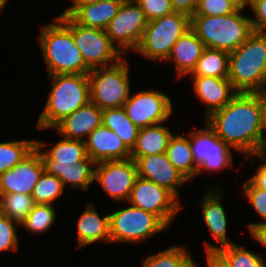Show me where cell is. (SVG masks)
Masks as SVG:
<instances>
[{
	"mask_svg": "<svg viewBox=\"0 0 266 267\" xmlns=\"http://www.w3.org/2000/svg\"><path fill=\"white\" fill-rule=\"evenodd\" d=\"M205 254L207 255V267H230L216 252Z\"/></svg>",
	"mask_w": 266,
	"mask_h": 267,
	"instance_id": "ee69618b",
	"label": "cell"
},
{
	"mask_svg": "<svg viewBox=\"0 0 266 267\" xmlns=\"http://www.w3.org/2000/svg\"><path fill=\"white\" fill-rule=\"evenodd\" d=\"M103 110L91 101L61 120L54 128L60 135L74 140H84L102 125Z\"/></svg>",
	"mask_w": 266,
	"mask_h": 267,
	"instance_id": "d6986e66",
	"label": "cell"
},
{
	"mask_svg": "<svg viewBox=\"0 0 266 267\" xmlns=\"http://www.w3.org/2000/svg\"><path fill=\"white\" fill-rule=\"evenodd\" d=\"M243 189L257 214L266 222V190L256 187L249 179L244 182Z\"/></svg>",
	"mask_w": 266,
	"mask_h": 267,
	"instance_id": "f35d334b",
	"label": "cell"
},
{
	"mask_svg": "<svg viewBox=\"0 0 266 267\" xmlns=\"http://www.w3.org/2000/svg\"><path fill=\"white\" fill-rule=\"evenodd\" d=\"M49 75L85 74L91 70L75 44L72 32L56 17L41 27L38 37Z\"/></svg>",
	"mask_w": 266,
	"mask_h": 267,
	"instance_id": "5b68a950",
	"label": "cell"
},
{
	"mask_svg": "<svg viewBox=\"0 0 266 267\" xmlns=\"http://www.w3.org/2000/svg\"><path fill=\"white\" fill-rule=\"evenodd\" d=\"M190 75L228 78L229 53L206 47Z\"/></svg>",
	"mask_w": 266,
	"mask_h": 267,
	"instance_id": "83f0119b",
	"label": "cell"
},
{
	"mask_svg": "<svg viewBox=\"0 0 266 267\" xmlns=\"http://www.w3.org/2000/svg\"><path fill=\"white\" fill-rule=\"evenodd\" d=\"M246 5L250 6L255 14V19H251L253 30L266 33V0H247Z\"/></svg>",
	"mask_w": 266,
	"mask_h": 267,
	"instance_id": "ab89813d",
	"label": "cell"
},
{
	"mask_svg": "<svg viewBox=\"0 0 266 267\" xmlns=\"http://www.w3.org/2000/svg\"><path fill=\"white\" fill-rule=\"evenodd\" d=\"M135 163L140 178L165 187L178 198L176 187L187 182V179L170 163L166 153L139 157Z\"/></svg>",
	"mask_w": 266,
	"mask_h": 267,
	"instance_id": "e0dca14e",
	"label": "cell"
},
{
	"mask_svg": "<svg viewBox=\"0 0 266 267\" xmlns=\"http://www.w3.org/2000/svg\"><path fill=\"white\" fill-rule=\"evenodd\" d=\"M237 8L226 0H199L194 15L222 16L235 12Z\"/></svg>",
	"mask_w": 266,
	"mask_h": 267,
	"instance_id": "d590c367",
	"label": "cell"
},
{
	"mask_svg": "<svg viewBox=\"0 0 266 267\" xmlns=\"http://www.w3.org/2000/svg\"><path fill=\"white\" fill-rule=\"evenodd\" d=\"M64 189L65 187L59 178L43 172L31 195L35 204L52 205V202L60 197Z\"/></svg>",
	"mask_w": 266,
	"mask_h": 267,
	"instance_id": "d6a6232c",
	"label": "cell"
},
{
	"mask_svg": "<svg viewBox=\"0 0 266 267\" xmlns=\"http://www.w3.org/2000/svg\"><path fill=\"white\" fill-rule=\"evenodd\" d=\"M35 146V140L0 142V174L14 168Z\"/></svg>",
	"mask_w": 266,
	"mask_h": 267,
	"instance_id": "f546056e",
	"label": "cell"
},
{
	"mask_svg": "<svg viewBox=\"0 0 266 267\" xmlns=\"http://www.w3.org/2000/svg\"><path fill=\"white\" fill-rule=\"evenodd\" d=\"M166 155L170 163L187 179L197 175L198 166L195 163L189 138L172 135Z\"/></svg>",
	"mask_w": 266,
	"mask_h": 267,
	"instance_id": "484cf974",
	"label": "cell"
},
{
	"mask_svg": "<svg viewBox=\"0 0 266 267\" xmlns=\"http://www.w3.org/2000/svg\"><path fill=\"white\" fill-rule=\"evenodd\" d=\"M0 198V214L9 217L20 225L35 206L32 195L14 193L0 195Z\"/></svg>",
	"mask_w": 266,
	"mask_h": 267,
	"instance_id": "f1b7e54d",
	"label": "cell"
},
{
	"mask_svg": "<svg viewBox=\"0 0 266 267\" xmlns=\"http://www.w3.org/2000/svg\"><path fill=\"white\" fill-rule=\"evenodd\" d=\"M78 248L104 240L111 243L109 214L99 217L92 204H88L78 220Z\"/></svg>",
	"mask_w": 266,
	"mask_h": 267,
	"instance_id": "cb8c5ba5",
	"label": "cell"
},
{
	"mask_svg": "<svg viewBox=\"0 0 266 267\" xmlns=\"http://www.w3.org/2000/svg\"><path fill=\"white\" fill-rule=\"evenodd\" d=\"M205 123L229 147L242 155L266 151V124L258 93H237L223 108L205 118Z\"/></svg>",
	"mask_w": 266,
	"mask_h": 267,
	"instance_id": "6da1fadb",
	"label": "cell"
},
{
	"mask_svg": "<svg viewBox=\"0 0 266 267\" xmlns=\"http://www.w3.org/2000/svg\"><path fill=\"white\" fill-rule=\"evenodd\" d=\"M43 172L38 147L35 146L14 168L0 174V195L14 193L31 195Z\"/></svg>",
	"mask_w": 266,
	"mask_h": 267,
	"instance_id": "2e32d148",
	"label": "cell"
},
{
	"mask_svg": "<svg viewBox=\"0 0 266 267\" xmlns=\"http://www.w3.org/2000/svg\"><path fill=\"white\" fill-rule=\"evenodd\" d=\"M211 189H208L209 191L206 197L202 199L200 205L203 208V218L208 229L221 246H212L204 242L206 253L216 252L219 248L235 244L227 239V218L223 205L221 204V197L223 195L220 194V191L214 193V190Z\"/></svg>",
	"mask_w": 266,
	"mask_h": 267,
	"instance_id": "44dd1931",
	"label": "cell"
},
{
	"mask_svg": "<svg viewBox=\"0 0 266 267\" xmlns=\"http://www.w3.org/2000/svg\"><path fill=\"white\" fill-rule=\"evenodd\" d=\"M190 28L191 18L179 12L149 21L134 52L151 60L166 61L175 42Z\"/></svg>",
	"mask_w": 266,
	"mask_h": 267,
	"instance_id": "52a82bcc",
	"label": "cell"
},
{
	"mask_svg": "<svg viewBox=\"0 0 266 267\" xmlns=\"http://www.w3.org/2000/svg\"><path fill=\"white\" fill-rule=\"evenodd\" d=\"M6 1L7 0H0V10L6 5Z\"/></svg>",
	"mask_w": 266,
	"mask_h": 267,
	"instance_id": "c3c4849f",
	"label": "cell"
},
{
	"mask_svg": "<svg viewBox=\"0 0 266 267\" xmlns=\"http://www.w3.org/2000/svg\"><path fill=\"white\" fill-rule=\"evenodd\" d=\"M241 10L222 16L193 15L191 28L205 47L230 53L254 32L251 18L241 15Z\"/></svg>",
	"mask_w": 266,
	"mask_h": 267,
	"instance_id": "277c9868",
	"label": "cell"
},
{
	"mask_svg": "<svg viewBox=\"0 0 266 267\" xmlns=\"http://www.w3.org/2000/svg\"><path fill=\"white\" fill-rule=\"evenodd\" d=\"M123 108L138 128L164 123L173 111L170 98L156 90L140 91L133 97L129 96Z\"/></svg>",
	"mask_w": 266,
	"mask_h": 267,
	"instance_id": "4fadbf2b",
	"label": "cell"
},
{
	"mask_svg": "<svg viewBox=\"0 0 266 267\" xmlns=\"http://www.w3.org/2000/svg\"><path fill=\"white\" fill-rule=\"evenodd\" d=\"M128 62L123 57L107 67L89 71L90 101L100 109L123 107L130 96Z\"/></svg>",
	"mask_w": 266,
	"mask_h": 267,
	"instance_id": "8992f818",
	"label": "cell"
},
{
	"mask_svg": "<svg viewBox=\"0 0 266 267\" xmlns=\"http://www.w3.org/2000/svg\"><path fill=\"white\" fill-rule=\"evenodd\" d=\"M147 23L140 5L135 0H124L105 31L113 45L117 42L119 52L126 54V49H137Z\"/></svg>",
	"mask_w": 266,
	"mask_h": 267,
	"instance_id": "30bf717a",
	"label": "cell"
},
{
	"mask_svg": "<svg viewBox=\"0 0 266 267\" xmlns=\"http://www.w3.org/2000/svg\"><path fill=\"white\" fill-rule=\"evenodd\" d=\"M124 0H100L97 3L80 6L70 17L84 27L105 30L119 12Z\"/></svg>",
	"mask_w": 266,
	"mask_h": 267,
	"instance_id": "603a6c76",
	"label": "cell"
},
{
	"mask_svg": "<svg viewBox=\"0 0 266 267\" xmlns=\"http://www.w3.org/2000/svg\"><path fill=\"white\" fill-rule=\"evenodd\" d=\"M20 225L18 222L0 214V251L12 250L18 248V236L14 226Z\"/></svg>",
	"mask_w": 266,
	"mask_h": 267,
	"instance_id": "8d00e7d4",
	"label": "cell"
},
{
	"mask_svg": "<svg viewBox=\"0 0 266 267\" xmlns=\"http://www.w3.org/2000/svg\"><path fill=\"white\" fill-rule=\"evenodd\" d=\"M45 145L41 141H36L44 172L59 178L65 187L66 183H69V171L73 165L88 156L85 140L64 137L50 148V151H40Z\"/></svg>",
	"mask_w": 266,
	"mask_h": 267,
	"instance_id": "5bb4252c",
	"label": "cell"
},
{
	"mask_svg": "<svg viewBox=\"0 0 266 267\" xmlns=\"http://www.w3.org/2000/svg\"><path fill=\"white\" fill-rule=\"evenodd\" d=\"M199 0H172L174 12L186 14L190 18L195 14Z\"/></svg>",
	"mask_w": 266,
	"mask_h": 267,
	"instance_id": "b9f144b4",
	"label": "cell"
},
{
	"mask_svg": "<svg viewBox=\"0 0 266 267\" xmlns=\"http://www.w3.org/2000/svg\"><path fill=\"white\" fill-rule=\"evenodd\" d=\"M261 100H262V104H263V112H264V121L266 124V87L261 90L260 92H258Z\"/></svg>",
	"mask_w": 266,
	"mask_h": 267,
	"instance_id": "bcb514c9",
	"label": "cell"
},
{
	"mask_svg": "<svg viewBox=\"0 0 266 267\" xmlns=\"http://www.w3.org/2000/svg\"><path fill=\"white\" fill-rule=\"evenodd\" d=\"M251 236L256 239L261 245L266 247V222H254L248 225Z\"/></svg>",
	"mask_w": 266,
	"mask_h": 267,
	"instance_id": "7bdbcfd3",
	"label": "cell"
},
{
	"mask_svg": "<svg viewBox=\"0 0 266 267\" xmlns=\"http://www.w3.org/2000/svg\"><path fill=\"white\" fill-rule=\"evenodd\" d=\"M173 134L162 124L140 128L135 146L131 150V159L166 153L169 140Z\"/></svg>",
	"mask_w": 266,
	"mask_h": 267,
	"instance_id": "d4e9b609",
	"label": "cell"
},
{
	"mask_svg": "<svg viewBox=\"0 0 266 267\" xmlns=\"http://www.w3.org/2000/svg\"><path fill=\"white\" fill-rule=\"evenodd\" d=\"M72 1H73V6L68 7L60 15L71 16L80 6L94 4L100 0H72Z\"/></svg>",
	"mask_w": 266,
	"mask_h": 267,
	"instance_id": "f6af8a7d",
	"label": "cell"
},
{
	"mask_svg": "<svg viewBox=\"0 0 266 267\" xmlns=\"http://www.w3.org/2000/svg\"><path fill=\"white\" fill-rule=\"evenodd\" d=\"M143 267H197L183 247L171 246L166 250L147 257Z\"/></svg>",
	"mask_w": 266,
	"mask_h": 267,
	"instance_id": "4dcf8cb0",
	"label": "cell"
},
{
	"mask_svg": "<svg viewBox=\"0 0 266 267\" xmlns=\"http://www.w3.org/2000/svg\"><path fill=\"white\" fill-rule=\"evenodd\" d=\"M57 18L72 32L75 44L90 69L97 68V65L107 67L110 62L111 66L123 58L105 30L81 26L70 16L59 15Z\"/></svg>",
	"mask_w": 266,
	"mask_h": 267,
	"instance_id": "ba28073f",
	"label": "cell"
},
{
	"mask_svg": "<svg viewBox=\"0 0 266 267\" xmlns=\"http://www.w3.org/2000/svg\"><path fill=\"white\" fill-rule=\"evenodd\" d=\"M237 93H258L266 87V33L253 32L229 53V75Z\"/></svg>",
	"mask_w": 266,
	"mask_h": 267,
	"instance_id": "7a4b0ae2",
	"label": "cell"
},
{
	"mask_svg": "<svg viewBox=\"0 0 266 267\" xmlns=\"http://www.w3.org/2000/svg\"><path fill=\"white\" fill-rule=\"evenodd\" d=\"M230 1L237 9L244 8L247 0H226Z\"/></svg>",
	"mask_w": 266,
	"mask_h": 267,
	"instance_id": "7dc6e473",
	"label": "cell"
},
{
	"mask_svg": "<svg viewBox=\"0 0 266 267\" xmlns=\"http://www.w3.org/2000/svg\"><path fill=\"white\" fill-rule=\"evenodd\" d=\"M109 226L111 243L140 242L168 227L157 215L133 205L109 214Z\"/></svg>",
	"mask_w": 266,
	"mask_h": 267,
	"instance_id": "9c48e42d",
	"label": "cell"
},
{
	"mask_svg": "<svg viewBox=\"0 0 266 267\" xmlns=\"http://www.w3.org/2000/svg\"><path fill=\"white\" fill-rule=\"evenodd\" d=\"M55 209L49 204H35L34 208L21 223L26 230L33 233H43L53 225L56 214Z\"/></svg>",
	"mask_w": 266,
	"mask_h": 267,
	"instance_id": "836d02e7",
	"label": "cell"
},
{
	"mask_svg": "<svg viewBox=\"0 0 266 267\" xmlns=\"http://www.w3.org/2000/svg\"><path fill=\"white\" fill-rule=\"evenodd\" d=\"M138 177L137 165L131 158L96 163L94 180L115 200L128 201Z\"/></svg>",
	"mask_w": 266,
	"mask_h": 267,
	"instance_id": "9a60e30c",
	"label": "cell"
},
{
	"mask_svg": "<svg viewBox=\"0 0 266 267\" xmlns=\"http://www.w3.org/2000/svg\"><path fill=\"white\" fill-rule=\"evenodd\" d=\"M194 91L206 106V116L223 108L237 94L228 78L191 76Z\"/></svg>",
	"mask_w": 266,
	"mask_h": 267,
	"instance_id": "ffe728a7",
	"label": "cell"
},
{
	"mask_svg": "<svg viewBox=\"0 0 266 267\" xmlns=\"http://www.w3.org/2000/svg\"><path fill=\"white\" fill-rule=\"evenodd\" d=\"M95 166L96 163L89 156L73 165L69 171L70 185L88 190L89 185L95 181Z\"/></svg>",
	"mask_w": 266,
	"mask_h": 267,
	"instance_id": "e575fe53",
	"label": "cell"
},
{
	"mask_svg": "<svg viewBox=\"0 0 266 267\" xmlns=\"http://www.w3.org/2000/svg\"><path fill=\"white\" fill-rule=\"evenodd\" d=\"M205 124V129L188 134L191 151L198 166L197 175L202 170L212 172L233 165L230 147L216 135L207 123Z\"/></svg>",
	"mask_w": 266,
	"mask_h": 267,
	"instance_id": "7c38bea8",
	"label": "cell"
},
{
	"mask_svg": "<svg viewBox=\"0 0 266 267\" xmlns=\"http://www.w3.org/2000/svg\"><path fill=\"white\" fill-rule=\"evenodd\" d=\"M144 12L147 21H152L174 12L168 0H135Z\"/></svg>",
	"mask_w": 266,
	"mask_h": 267,
	"instance_id": "74e56055",
	"label": "cell"
},
{
	"mask_svg": "<svg viewBox=\"0 0 266 267\" xmlns=\"http://www.w3.org/2000/svg\"><path fill=\"white\" fill-rule=\"evenodd\" d=\"M85 145L88 156L95 163L131 158V150L114 131L103 125L90 133Z\"/></svg>",
	"mask_w": 266,
	"mask_h": 267,
	"instance_id": "ac0fdd59",
	"label": "cell"
},
{
	"mask_svg": "<svg viewBox=\"0 0 266 267\" xmlns=\"http://www.w3.org/2000/svg\"><path fill=\"white\" fill-rule=\"evenodd\" d=\"M251 158L257 157L262 160L264 164L258 166V169L254 176L249 178V180L258 188L266 190V151L259 152L253 155H249Z\"/></svg>",
	"mask_w": 266,
	"mask_h": 267,
	"instance_id": "60d3db41",
	"label": "cell"
},
{
	"mask_svg": "<svg viewBox=\"0 0 266 267\" xmlns=\"http://www.w3.org/2000/svg\"><path fill=\"white\" fill-rule=\"evenodd\" d=\"M54 86L37 120L39 129L54 128L61 120L90 102L88 73L49 75Z\"/></svg>",
	"mask_w": 266,
	"mask_h": 267,
	"instance_id": "3957f363",
	"label": "cell"
},
{
	"mask_svg": "<svg viewBox=\"0 0 266 267\" xmlns=\"http://www.w3.org/2000/svg\"><path fill=\"white\" fill-rule=\"evenodd\" d=\"M128 202L142 210L157 215L167 226L182 206L177 197L165 187L138 177Z\"/></svg>",
	"mask_w": 266,
	"mask_h": 267,
	"instance_id": "8fae6325",
	"label": "cell"
},
{
	"mask_svg": "<svg viewBox=\"0 0 266 267\" xmlns=\"http://www.w3.org/2000/svg\"><path fill=\"white\" fill-rule=\"evenodd\" d=\"M205 48L195 31L190 28L175 42L166 61L174 60L177 76L182 77L192 73Z\"/></svg>",
	"mask_w": 266,
	"mask_h": 267,
	"instance_id": "7402d4cb",
	"label": "cell"
},
{
	"mask_svg": "<svg viewBox=\"0 0 266 267\" xmlns=\"http://www.w3.org/2000/svg\"><path fill=\"white\" fill-rule=\"evenodd\" d=\"M216 253L230 267H266V262L259 254L242 248L236 244H230L219 248Z\"/></svg>",
	"mask_w": 266,
	"mask_h": 267,
	"instance_id": "1f68e13d",
	"label": "cell"
},
{
	"mask_svg": "<svg viewBox=\"0 0 266 267\" xmlns=\"http://www.w3.org/2000/svg\"><path fill=\"white\" fill-rule=\"evenodd\" d=\"M102 125L114 131L130 150L135 146L140 128L128 118L123 107L103 110Z\"/></svg>",
	"mask_w": 266,
	"mask_h": 267,
	"instance_id": "4316f807",
	"label": "cell"
}]
</instances>
